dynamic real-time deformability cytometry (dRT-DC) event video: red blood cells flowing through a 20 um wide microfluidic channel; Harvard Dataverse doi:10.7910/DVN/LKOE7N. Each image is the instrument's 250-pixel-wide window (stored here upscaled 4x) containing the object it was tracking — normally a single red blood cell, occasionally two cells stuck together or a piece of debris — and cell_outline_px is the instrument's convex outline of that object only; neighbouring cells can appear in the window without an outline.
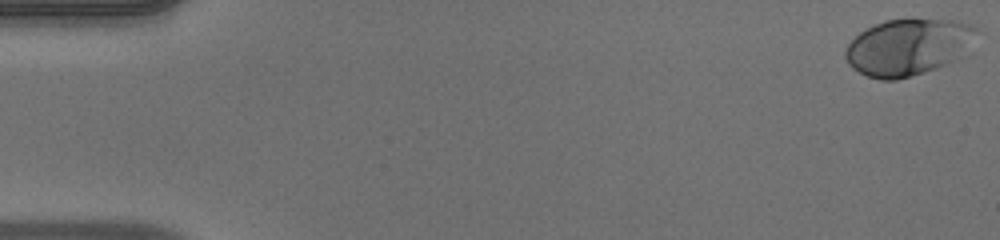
{"species": "human", "species_latin": "Homo sapiens", "temperature_condition": "warm", "stored_images_in_passage": 52, "camera_frame_rate_fps": 3000, "um_per_image_px": 0.085, "donor": {"sex": "male"}, "frame": {"image": 1, "passage_image": 1, "time_ms": 0.0, "image_size_px": [1000, 240], "cell_outline_px": [[976, 28], [964, 56], [960, 60], [936, 68], [896, 80], [880, 80], [868, 76], [852, 68], [848, 64], [844, 56], [844, 52], [848, 44], [860, 32], [884, 20], [960, 20], [972, 24]], "centroid_in_image_um": [77.18, 4.01], "position_along_channel_um": 7.8, "area_um2": 42.95}}
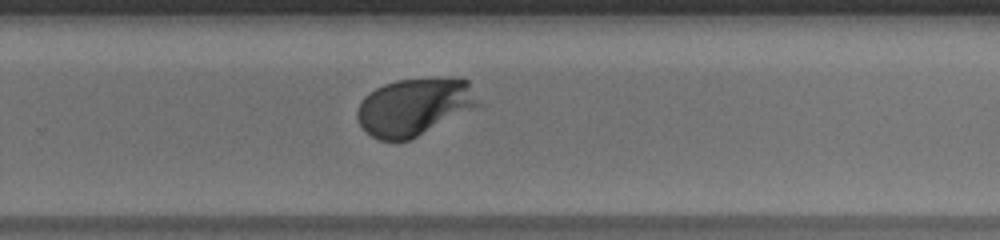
{"frame": {"image": 2, "passage_image": 35, "time_ms": 11.333, "image_size_px": [1000, 240], "cell_outline_px": [[484, 104], [408, 140], [380, 140], [372, 136], [360, 124], [356, 116], [356, 112], [360, 100], [368, 92], [384, 84], [396, 80], [468, 80]], "centroid_in_image_um": [35.21, 9.09], "position_along_channel_um": 294.6, "area_um2": 39.88}}
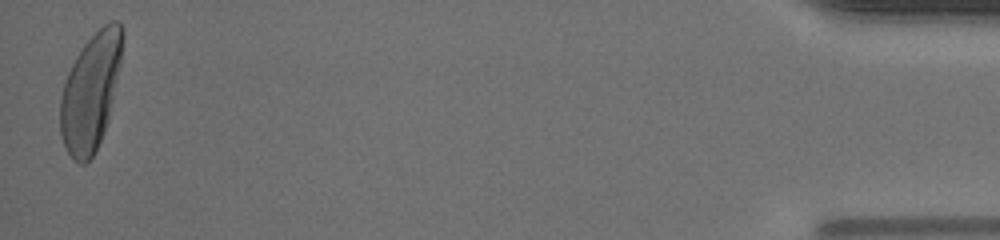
{"frame": {"image": 3, "passage_image": 52, "time_ms": 17.0, "image_size_px": [1000, 240], "cell_outline_px": [[124, 32], [120, 60], [108, 120], [104, 132], [92, 156], [84, 164], [80, 164], [68, 152], [64, 144], [60, 132], [60, 100], [64, 84], [68, 72], [76, 56], [84, 44], [104, 24], [112, 20], [116, 20], [120, 24]], "centroid_in_image_um": [7.69, 7.79], "position_along_channel_um": 427.5, "area_um2": 41.5}, "authors_computed_cell_mechanics": {"area_um2": 40.3155, "velocity_mm_per_s": 3.9431, "shape_relaxation_time_tau1_ms": 2.1202, "shape_relaxation_time_tau2_ms": null, "deformation_change_tau1": 0.1629, "deformation_change_tau2": null}}